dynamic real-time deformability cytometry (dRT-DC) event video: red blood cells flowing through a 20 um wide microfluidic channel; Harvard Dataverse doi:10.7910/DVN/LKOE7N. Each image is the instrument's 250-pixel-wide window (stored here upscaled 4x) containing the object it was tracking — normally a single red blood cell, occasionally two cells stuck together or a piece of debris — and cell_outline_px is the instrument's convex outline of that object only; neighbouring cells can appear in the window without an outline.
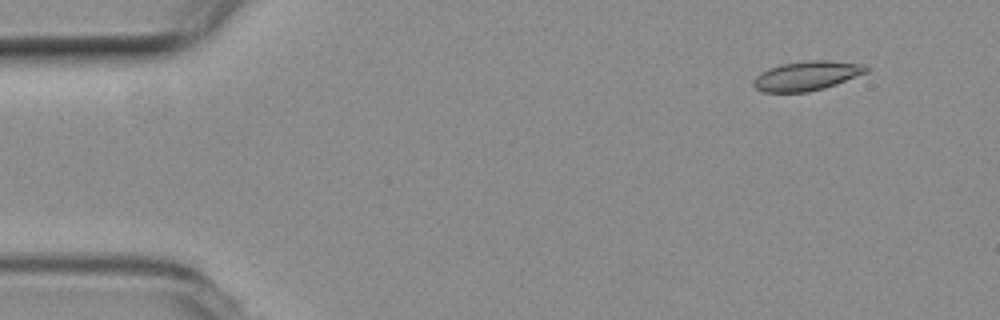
{"species": "common noctule bat (a hibernating species)", "species_latin": "Nyctalus noctula", "temperature_condition": "room temperature", "stored_images_in_passage": 53, "camera_frame_rate_fps": 3000, "um_per_image_px": 0.085, "animal": {"sex": "female", "body_mass_g": 19.3, "forearm_length_mm": 54.1}, "frame": {"image": 1, "passage_image": 5, "time_ms": 1.333, "image_size_px": [1000, 320], "cell_outline_px": [[868, 72], [836, 84], [824, 88], [808, 92], [764, 92], [756, 88], [752, 84], [752, 80], [760, 72], [768, 68], [780, 64], [812, 60], [824, 60], [864, 64], [868, 68]], "centroid_in_image_um": [68.55, 6.44], "position_along_channel_um": 16.5, "area_um2": 19.31}}
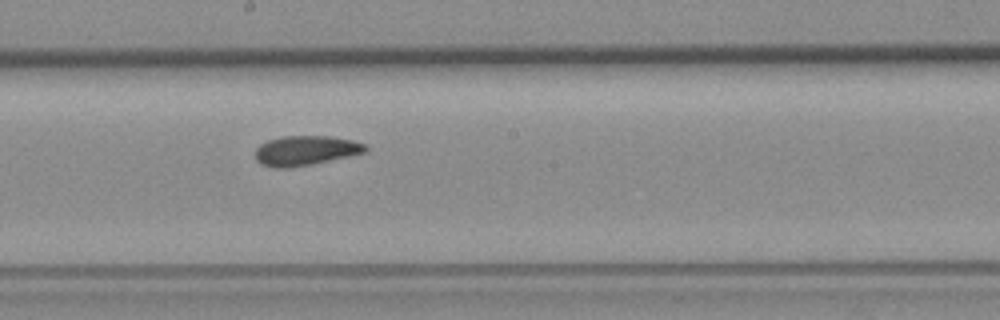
{"frame": {"image": 2, "passage_image": 30, "time_ms": 9.667, "image_size_px": [1000, 320], "cell_outline_px": [[368, 152], [308, 164], [284, 168], [272, 168], [260, 164], [256, 160], [256, 148], [260, 144], [268, 140], [280, 136], [328, 136], [352, 140], [364, 144], [368, 148]], "centroid_in_image_um": [25.94, 12.79], "position_along_channel_um": 222.3, "area_um2": 18.9}}
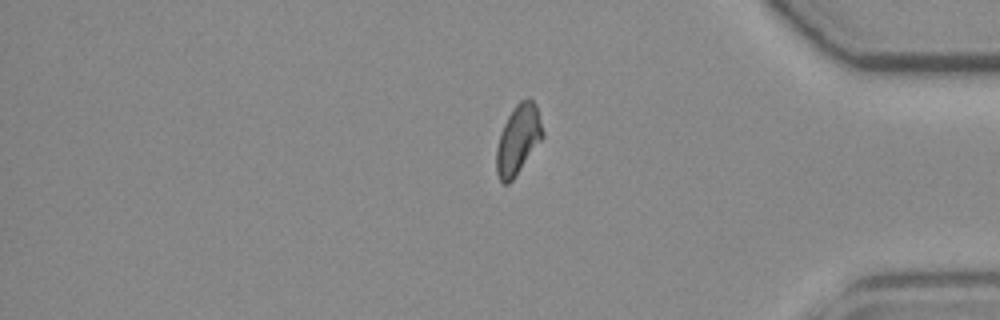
{"frame": {"image": 3, "passage_image": 46, "time_ms": 15.0, "image_size_px": [1000, 320], "cell_outline_px": [[544, 136], [512, 180], [508, 184], [504, 184], [500, 180], [496, 172], [496, 148], [500, 132], [508, 116], [516, 104], [520, 100], [528, 96], [536, 104], [544, 132]], "centroid_in_image_um": [44.03, 11.83], "position_along_channel_um": 391.2, "area_um2": 18.67}}